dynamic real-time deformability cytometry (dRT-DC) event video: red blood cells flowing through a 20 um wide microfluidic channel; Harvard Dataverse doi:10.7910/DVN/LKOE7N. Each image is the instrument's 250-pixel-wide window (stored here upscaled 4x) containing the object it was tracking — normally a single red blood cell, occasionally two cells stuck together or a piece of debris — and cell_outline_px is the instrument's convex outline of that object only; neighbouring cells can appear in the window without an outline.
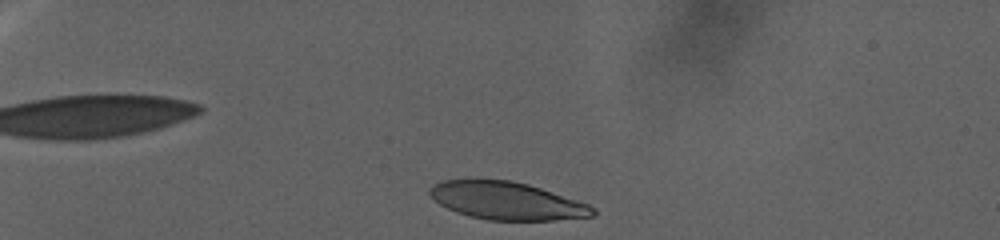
{"species": "human", "species_latin": "Homo sapiens", "temperature_condition": "warm", "stored_images_in_passage": 86, "camera_frame_rate_fps": 3000, "um_per_image_px": 0.085, "donor": {"sex": "female"}, "frame": {"image": 1, "passage_image": 4, "time_ms": 1.0, "image_size_px": [1000, 240], "cell_outline_px": [[596, 212], [592, 216], [556, 220], [488, 220], [468, 216], [456, 212], [440, 204], [428, 192], [432, 184], [444, 180], [512, 180], [528, 184], [588, 204], [596, 208]], "centroid_in_image_um": [43.08, 17.07], "position_along_channel_um": 41.9, "area_um2": 35.55}}
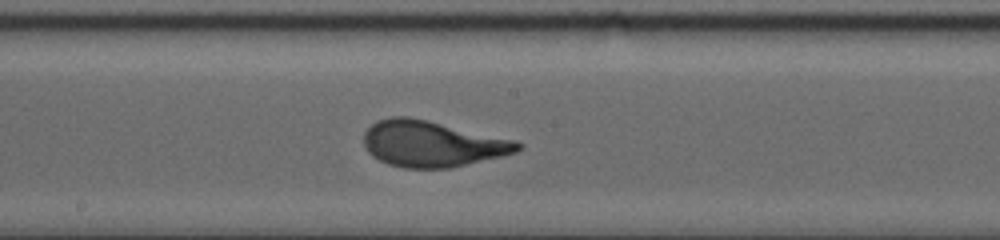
{"frame": {"image": 2, "passage_image": 48, "time_ms": 15.667, "image_size_px": [1000, 240], "cell_outline_px": [[524, 148], [516, 152], [500, 156], [448, 168], [404, 168], [388, 164], [372, 156], [368, 152], [364, 144], [364, 132], [376, 120], [392, 116], [408, 116], [516, 140], [524, 144]], "centroid_in_image_um": [36.72, 12.22], "position_along_channel_um": 211.5, "area_um2": 41.1}}
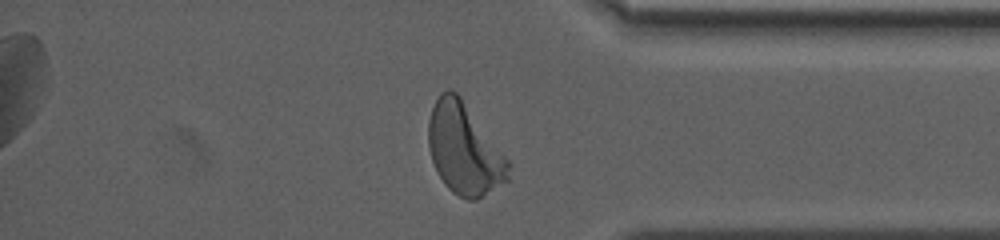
{"frame": {"image": 3, "passage_image": 81, "time_ms": 26.667, "image_size_px": [1000, 240], "cell_outline_px": [[508, 180], [476, 200], [468, 200], [452, 192], [444, 184], [432, 160], [428, 148], [428, 120], [432, 108], [440, 92], [448, 88], [456, 92], [460, 96], [508, 160]], "centroid_in_image_um": [39.42, 12.67], "position_along_channel_um": 395.8, "area_um2": 41.79}}